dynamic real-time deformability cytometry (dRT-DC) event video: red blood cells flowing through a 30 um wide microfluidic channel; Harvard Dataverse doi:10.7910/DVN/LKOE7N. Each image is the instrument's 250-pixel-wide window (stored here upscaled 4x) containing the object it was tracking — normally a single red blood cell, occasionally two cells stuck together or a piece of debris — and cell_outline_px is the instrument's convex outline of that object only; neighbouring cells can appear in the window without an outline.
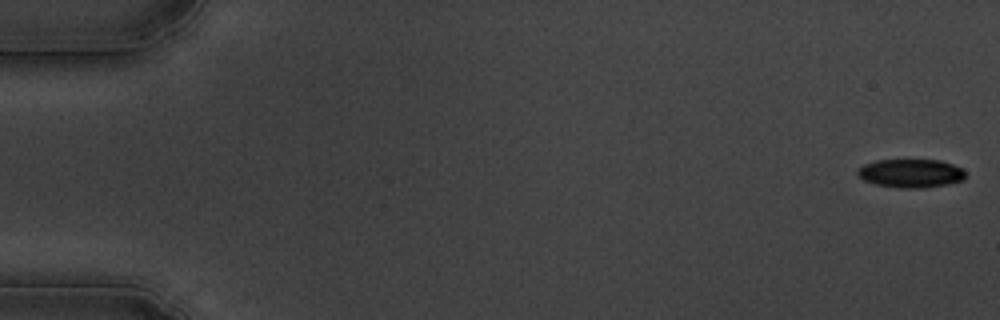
{"species": "common noctule bat (a hibernating species)", "species_latin": "Nyctalus noctula", "temperature_condition": "cold", "stored_images_in_passage": 56, "camera_frame_rate_fps": 3000, "um_per_image_px": 0.085, "animal": {"sex": "male", "body_mass_g": 19.5, "forearm_length_mm": 54.6}, "frame": {"image": 1, "passage_image": 1, "time_ms": 0.0, "image_size_px": [1000, 320], "cell_outline_px": [[964, 180], [948, 184], [924, 188], [900, 188], [876, 184], [864, 180], [856, 172], [864, 164], [876, 160], [940, 160], [952, 164], [960, 168], [964, 172]], "centroid_in_image_um": [77.42, 14.73], "position_along_channel_um": 7.6, "area_um2": 17.8}}
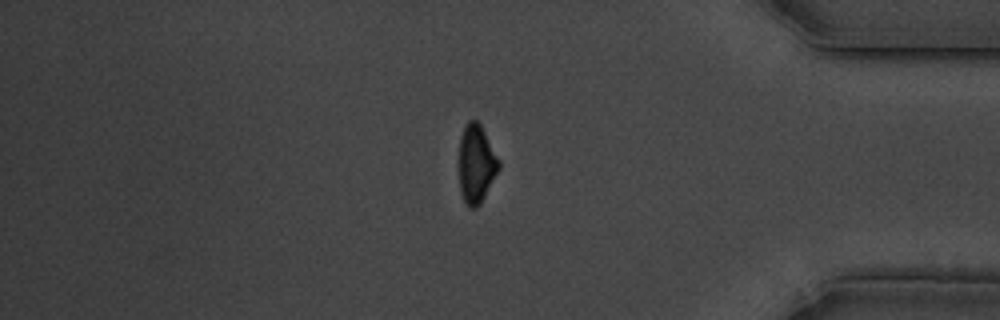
{"frame": {"image": 2, "passage_image": 47, "time_ms": 15.333, "image_size_px": [1000, 320], "cell_outline_px": [[500, 168], [480, 204], [476, 208], [468, 208], [464, 200], [460, 188], [460, 136], [464, 124], [468, 120], [476, 120], [480, 124], [500, 160]], "centroid_in_image_um": [40.49, 13.91], "position_along_channel_um": 394.7, "area_um2": 18.09}}
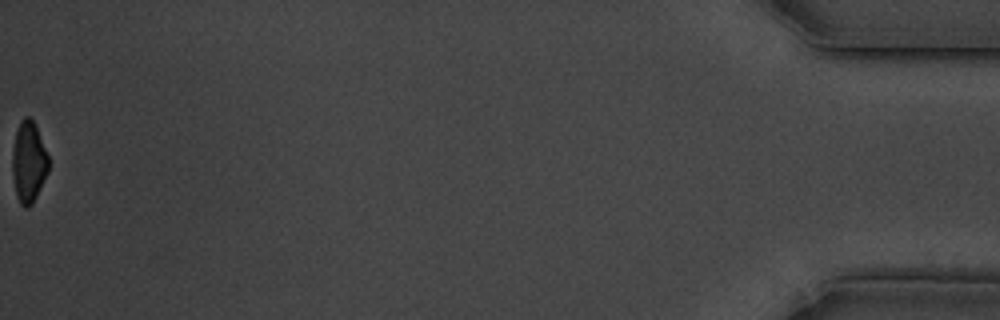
{"frame": {"image": 3, "passage_image": 56, "time_ms": 18.333, "image_size_px": [1000, 320], "cell_outline_px": [[48, 172], [32, 204], [28, 208], [24, 208], [20, 204], [16, 196], [12, 176], [12, 148], [16, 132], [20, 120], [24, 116], [28, 116], [32, 120], [36, 128], [48, 156]], "centroid_in_image_um": [2.4, 13.8], "position_along_channel_um": 432.8, "area_um2": 17.05}, "authors_computed_cell_mechanics": {"area_um2": 19.3052, "velocity_mm_per_s": 3.6428, "shape_relaxation_time_tau1_ms": 3.0122, "shape_relaxation_time_tau2_ms": 5.6587, "deformation_change_tau1": 0.1322, "deformation_change_tau2": 0.1192}}